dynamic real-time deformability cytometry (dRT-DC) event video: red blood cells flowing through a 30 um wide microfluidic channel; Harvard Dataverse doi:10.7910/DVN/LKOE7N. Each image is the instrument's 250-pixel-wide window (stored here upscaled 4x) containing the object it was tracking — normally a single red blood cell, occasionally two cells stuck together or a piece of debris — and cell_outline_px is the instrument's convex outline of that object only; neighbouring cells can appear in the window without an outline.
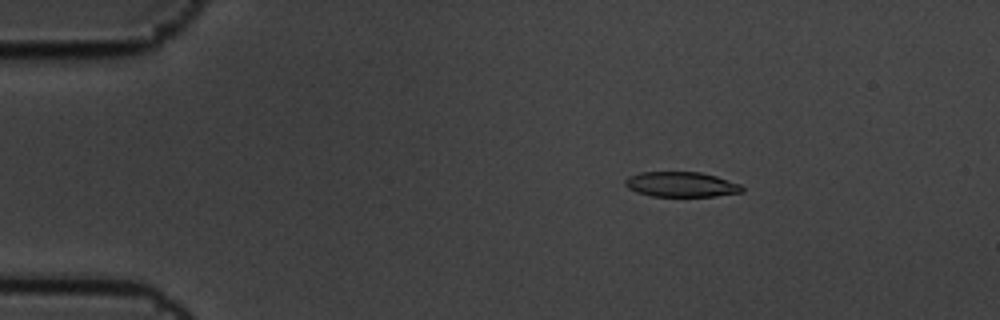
{"species": "common noctule bat (a hibernating species)", "species_latin": "Nyctalus noctula", "temperature_condition": "cold", "stored_images_in_passage": 15, "camera_frame_rate_fps": 3000, "um_per_image_px": 0.085, "animal": {"sex": "male", "body_mass_g": 19.5, "forearm_length_mm": 54.6}, "frame": {"image": 1, "passage_image": 3, "time_ms": 0.667, "image_size_px": [1000, 320], "cell_outline_px": [[744, 192], [716, 196], [652, 196], [636, 192], [628, 188], [624, 184], [624, 180], [628, 176], [640, 172], [700, 172], [716, 176], [740, 184], [744, 188]], "centroid_in_image_um": [57.89, 15.67], "position_along_channel_um": 27.1, "area_um2": 17.17}}
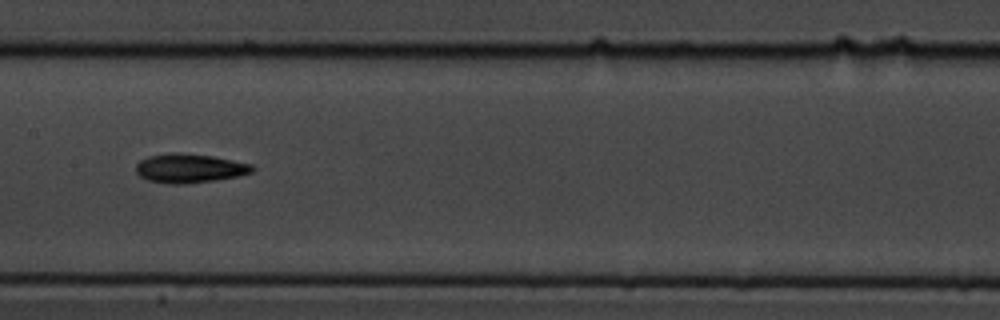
{"frame": {"image": 2, "passage_image": 8, "time_ms": 2.333, "image_size_px": [1000, 320], "cell_outline_px": [[256, 168], [252, 172], [240, 176], [216, 180], [184, 184], [168, 184], [148, 180], [140, 176], [136, 172], [136, 164], [140, 160], [148, 156], [212, 156], [252, 164]], "centroid_in_image_um": [16.17, 14.37], "position_along_channel_um": 191.2, "area_um2": 18.84}}
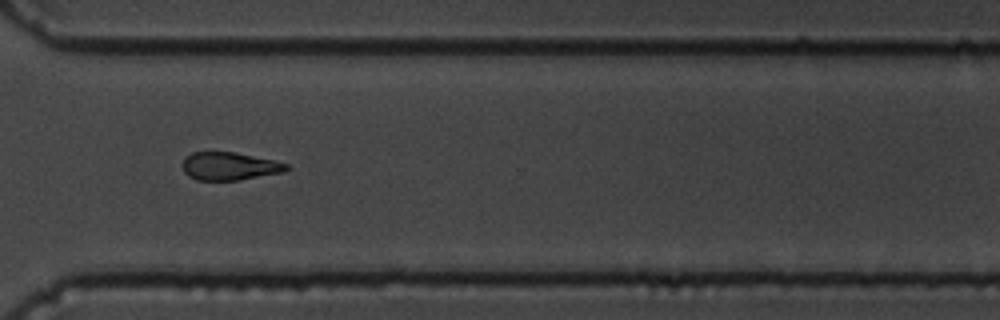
{"frame": {"image": 3, "passage_image": 12, "time_ms": 3.667, "image_size_px": [1000, 320], "cell_outline_px": [[288, 168], [284, 172], [240, 180], [196, 180], [188, 176], [184, 172], [180, 164], [192, 152], [232, 152], [272, 160], [288, 164]], "centroid_in_image_um": [19.46, 14.14], "position_along_channel_um": 351.1, "area_um2": 16.82}}